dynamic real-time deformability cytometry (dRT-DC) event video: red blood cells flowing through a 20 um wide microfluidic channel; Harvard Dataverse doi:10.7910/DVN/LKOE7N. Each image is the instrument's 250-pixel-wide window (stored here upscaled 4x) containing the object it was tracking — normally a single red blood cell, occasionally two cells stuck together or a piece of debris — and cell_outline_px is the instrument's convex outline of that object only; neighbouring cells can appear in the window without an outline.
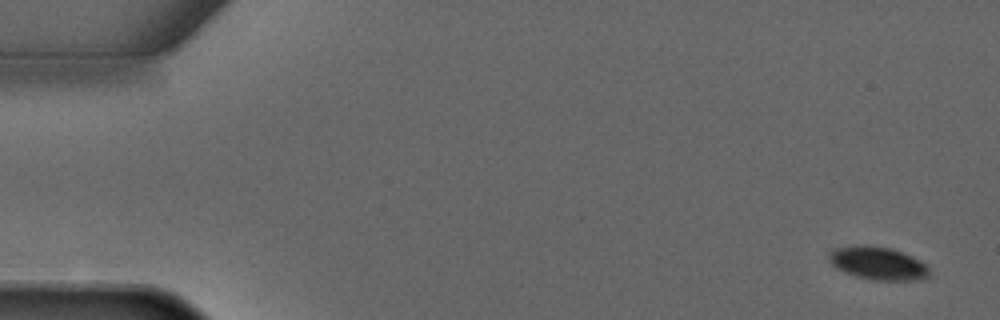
{"species": "common noctule bat (a hibernating species)", "species_latin": "Nyctalus noctula", "temperature_condition": "warm", "stored_images_in_passage": 5, "camera_frame_rate_fps": 3000, "um_per_image_px": 0.085, "animal": {"sex": "male", "forearm_length_mm": 52.5}, "frame": {"image": 1, "passage_image": 1, "time_ms": 0.0, "image_size_px": [1000, 320], "cell_outline_px": [[928, 276], [920, 280], [872, 280], [856, 276], [836, 268], [828, 260], [828, 252], [836, 248], [856, 244], [892, 248], [912, 256], [920, 260], [928, 268]], "centroid_in_image_um": [74.59, 22.37], "position_along_channel_um": 10.4, "area_um2": 19.31}}